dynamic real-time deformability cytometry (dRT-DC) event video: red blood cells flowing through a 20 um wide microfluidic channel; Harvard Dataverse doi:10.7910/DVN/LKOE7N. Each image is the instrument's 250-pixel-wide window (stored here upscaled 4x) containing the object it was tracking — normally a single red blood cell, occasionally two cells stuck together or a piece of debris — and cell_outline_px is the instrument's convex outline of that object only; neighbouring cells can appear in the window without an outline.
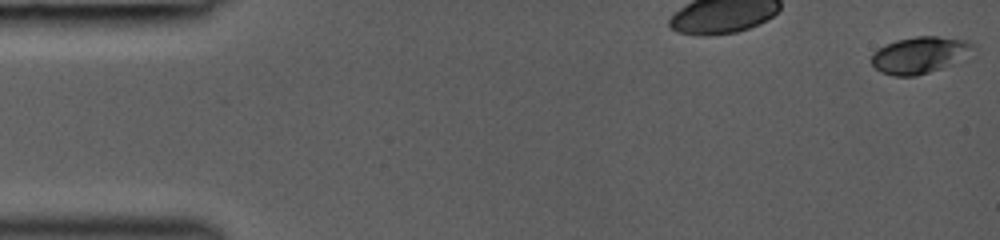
{"species": "common noctule bat (a hibernating species)", "species_latin": "Nyctalus noctula", "temperature_condition": "room temperature", "stored_images_in_passage": 7, "camera_frame_rate_fps": 3000, "um_per_image_px": 0.085, "animal": {"sex": "female", "body_mass_g": 19.0, "forearm_length_mm": 53.3}, "frame": {"image": 1, "passage_image": 1, "time_ms": 0.0, "image_size_px": [1000, 240], "cell_outline_px": [[976, 48], [952, 64], [916, 76], [896, 76], [880, 72], [872, 64], [872, 52], [896, 40], [916, 36], [936, 36], [968, 40]], "centroid_in_image_um": [78.16, 4.67], "position_along_channel_um": 6.8, "area_um2": 21.39}}